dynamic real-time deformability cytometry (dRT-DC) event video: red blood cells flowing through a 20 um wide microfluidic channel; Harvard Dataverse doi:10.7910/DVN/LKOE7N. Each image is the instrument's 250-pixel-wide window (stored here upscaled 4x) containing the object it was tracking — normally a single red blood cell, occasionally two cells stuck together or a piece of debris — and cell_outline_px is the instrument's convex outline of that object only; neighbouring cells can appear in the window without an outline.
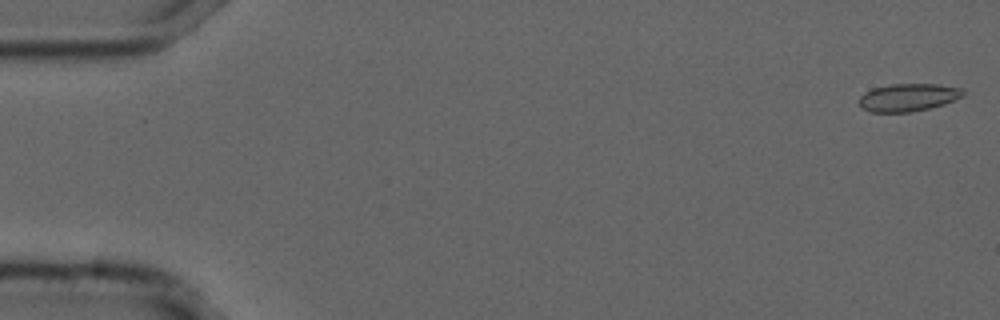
{"species": "common noctule bat (a hibernating species)", "species_latin": "Nyctalus noctula", "temperature_condition": "cold", "stored_images_in_passage": 55, "camera_frame_rate_fps": 3000, "um_per_image_px": 0.085, "animal": {"sex": "male", "forearm_length_mm": 52.5}, "frame": {"image": 1, "passage_image": 1, "time_ms": 0.0, "image_size_px": [1000, 320], "cell_outline_px": [[964, 96], [944, 104], [912, 112], [872, 112], [864, 108], [860, 104], [860, 96], [864, 92], [872, 88], [892, 84], [936, 84], [964, 88]], "centroid_in_image_um": [77.22, 8.27], "position_along_channel_um": 7.8, "area_um2": 16.76}}
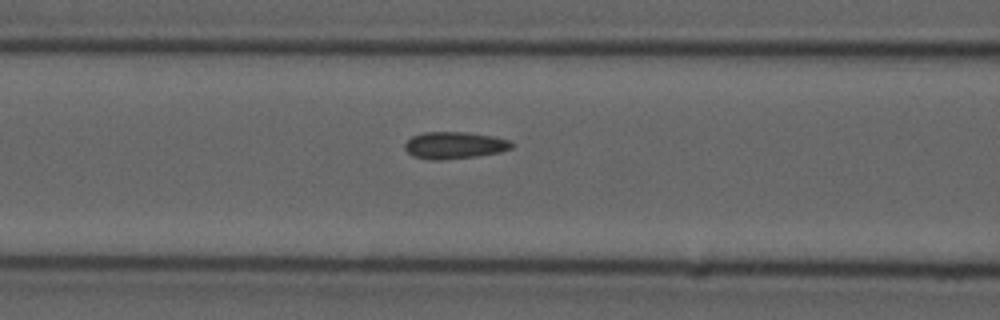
{"frame": {"image": 2, "passage_image": 22, "time_ms": 7.0, "image_size_px": [1000, 320], "cell_outline_px": [[516, 144], [512, 148], [500, 152], [476, 156], [440, 160], [428, 160], [412, 156], [404, 148], [404, 144], [412, 136], [424, 132], [468, 132], [492, 136], [508, 140]], "centroid_in_image_um": [38.62, 12.35], "position_along_channel_um": 128.0, "area_um2": 16.88}}
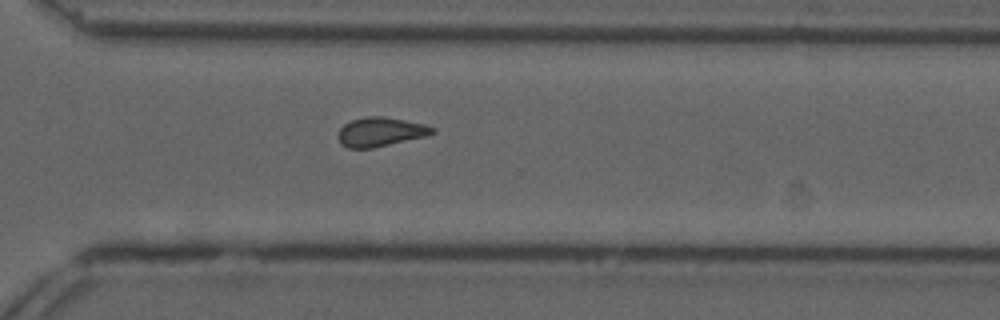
{"frame": {"image": 3, "passage_image": 39, "time_ms": 12.667, "image_size_px": [1000, 320], "cell_outline_px": [[436, 132], [428, 136], [372, 148], [348, 148], [340, 144], [336, 136], [340, 128], [344, 124], [352, 120], [368, 116], [384, 116], [424, 124], [436, 128]], "centroid_in_image_um": [32.34, 11.21], "position_along_channel_um": 338.3, "area_um2": 16.18}, "authors_computed_cell_mechanics": {"area_um2": 16.184, "velocity_mm_per_s": 3.7196, "shape_relaxation_time_tau1_ms": null, "shape_relaxation_time_tau2_ms": 2.4805, "deformation_change_tau1": null, "deformation_change_tau2": 0.0752}}